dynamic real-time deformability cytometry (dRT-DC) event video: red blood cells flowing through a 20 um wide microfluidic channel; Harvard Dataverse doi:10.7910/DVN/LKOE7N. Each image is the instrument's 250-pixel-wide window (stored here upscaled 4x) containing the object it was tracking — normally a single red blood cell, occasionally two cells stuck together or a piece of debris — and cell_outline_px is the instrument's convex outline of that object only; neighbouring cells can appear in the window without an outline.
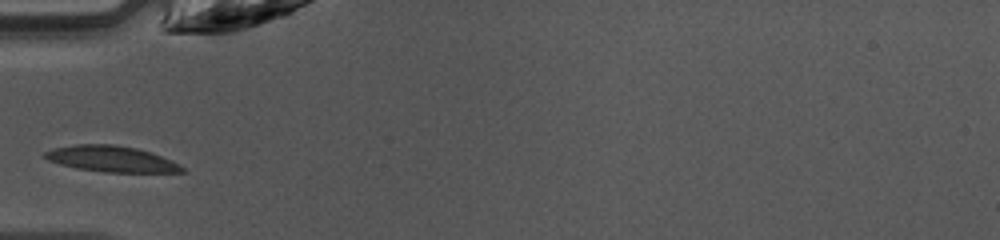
{"species": "common noctule bat (a hibernating species)", "species_latin": "Nyctalus noctula", "temperature_condition": "warm", "stored_images_in_passage": 26, "camera_frame_rate_fps": 3000, "um_per_image_px": 0.085, "animal": {"sex": "female", "body_mass_g": 10.0, "forearm_length_mm": 53.1}, "frame": {"image": 1, "passage_image": 1, "time_ms": 0.0, "image_size_px": [1000, 240], "cell_outline_px": [[188, 172], [104, 172], [76, 168], [60, 164], [48, 160], [44, 156], [44, 152], [56, 148], [72, 144], [116, 144], [136, 148], [160, 156], [180, 164]], "centroid_in_image_um": [9.46, 13.51], "position_along_channel_um": 75.5, "area_um2": 20.63}}
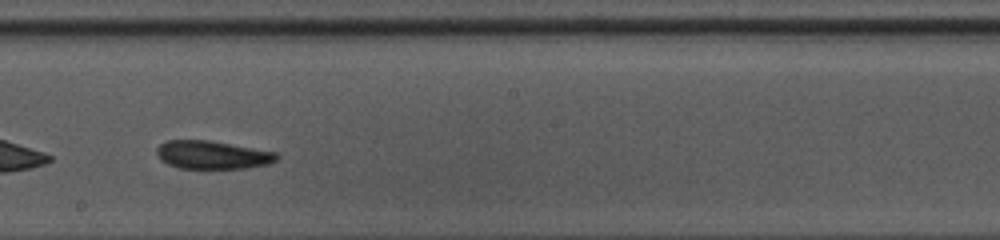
{"frame": {"image": 2, "passage_image": 12, "time_ms": 3.667, "image_size_px": [1000, 240], "cell_outline_px": [[280, 156], [276, 160], [268, 164], [248, 168], [180, 168], [168, 164], [160, 160], [156, 152], [156, 148], [160, 144], [168, 140], [212, 140], [276, 152]], "centroid_in_image_um": [18.06, 13.16], "position_along_channel_um": 230.1, "area_um2": 19.83}}
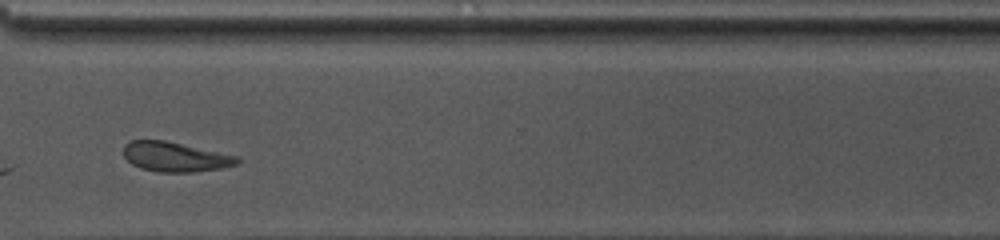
{"frame": {"image": 3, "passage_image": 21, "time_ms": 6.667, "image_size_px": [1000, 240], "cell_outline_px": [[240, 164], [220, 168], [196, 172], [160, 172], [140, 168], [132, 164], [124, 156], [124, 144], [128, 140], [164, 140], [240, 156]], "centroid_in_image_um": [14.92, 13.33], "position_along_channel_um": 355.7, "area_um2": 19.83}}